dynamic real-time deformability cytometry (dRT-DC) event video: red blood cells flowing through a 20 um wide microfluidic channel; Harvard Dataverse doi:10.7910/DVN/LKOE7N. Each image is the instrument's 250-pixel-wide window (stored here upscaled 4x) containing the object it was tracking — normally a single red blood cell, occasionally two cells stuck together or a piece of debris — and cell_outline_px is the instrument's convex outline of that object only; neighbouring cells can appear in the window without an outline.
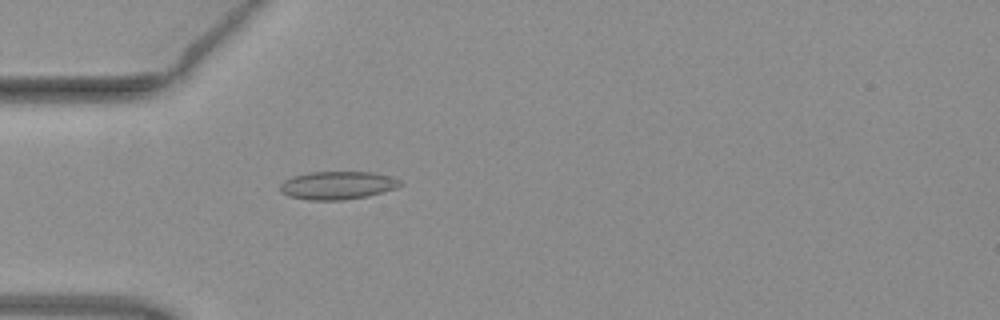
{"species": "common noctule bat (a hibernating species)", "species_latin": "Nyctalus noctula", "temperature_condition": "warm", "stored_images_in_passage": 52, "camera_frame_rate_fps": 3000, "um_per_image_px": 0.085, "animal": {"sex": "female", "body_mass_g": 19.3, "forearm_length_mm": 54.1}, "frame": {"image": 1, "passage_image": 16, "time_ms": 5.0, "image_size_px": [1000, 320], "cell_outline_px": [[404, 184], [396, 188], [368, 196], [344, 200], [308, 200], [288, 196], [280, 192], [280, 184], [284, 180], [292, 176], [308, 172], [372, 172], [392, 176], [400, 180]], "centroid_in_image_um": [28.68, 15.75], "position_along_channel_um": 56.3, "area_um2": 19.88}}
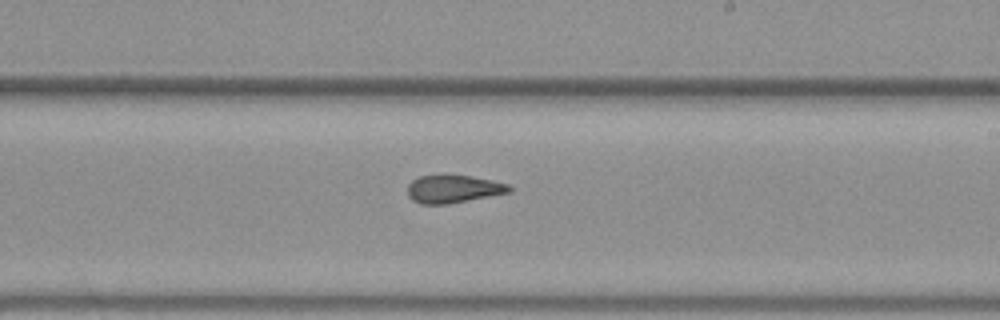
{"frame": {"image": 2, "passage_image": 31, "time_ms": 10.0, "image_size_px": [1000, 320], "cell_outline_px": [[512, 192], [448, 204], [420, 204], [412, 200], [408, 196], [408, 184], [412, 180], [420, 176], [472, 176], [492, 180], [508, 184], [512, 188]], "centroid_in_image_um": [38.54, 16.08], "position_along_channel_um": 250.5, "area_um2": 16.42}}
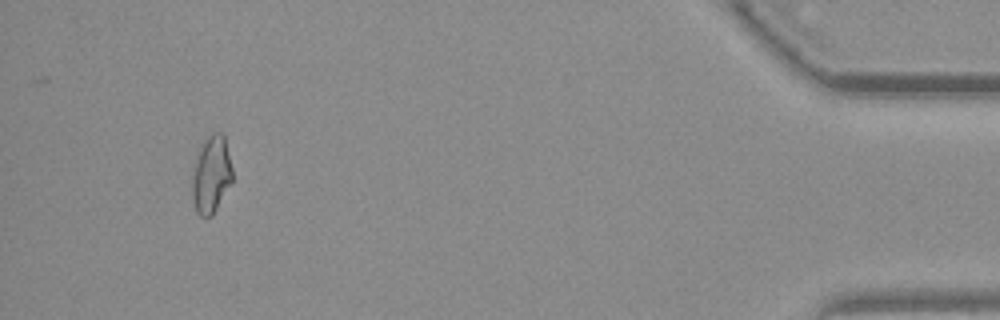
{"frame": {"image": 3, "passage_image": 49, "time_ms": 16.0, "image_size_px": [1000, 320], "cell_outline_px": [[232, 180], [212, 216], [204, 220], [196, 212], [192, 200], [192, 180], [196, 160], [200, 144], [212, 132], [220, 132], [224, 136], [232, 168]], "centroid_in_image_um": [17.94, 14.87], "position_along_channel_um": 417.3, "area_um2": 18.09}, "authors_computed_cell_mechanics": {"area_um2": 17.918, "velocity_mm_per_s": 3.9983, "shape_relaxation_time_tau1_ms": null, "shape_relaxation_time_tau2_ms": 1.3131, "deformation_change_tau1": null, "deformation_change_tau2": 0.0817}}